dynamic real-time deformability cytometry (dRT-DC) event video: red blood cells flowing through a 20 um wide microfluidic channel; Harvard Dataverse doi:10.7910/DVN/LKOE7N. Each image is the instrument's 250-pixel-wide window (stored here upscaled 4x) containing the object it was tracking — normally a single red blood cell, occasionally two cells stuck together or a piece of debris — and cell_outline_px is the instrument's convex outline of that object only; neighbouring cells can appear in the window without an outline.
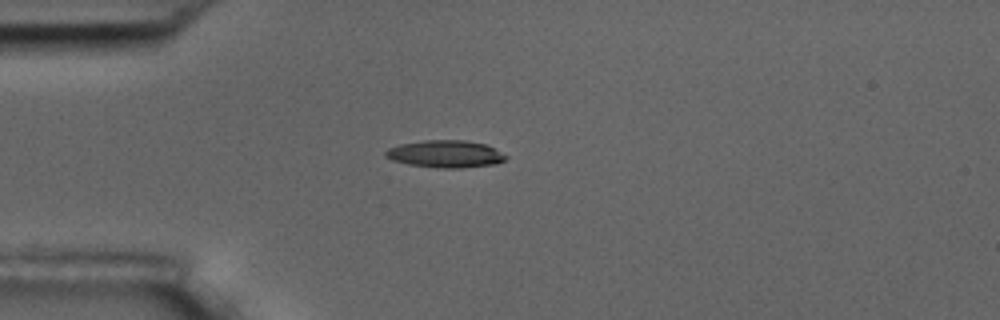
{"species": "common noctule bat (a hibernating species)", "species_latin": "Nyctalus noctula", "temperature_condition": "room temperature", "stored_images_in_passage": 14, "camera_frame_rate_fps": 3000, "um_per_image_px": 0.085, "animal": {"sex": "male", "body_mass_g": 17.5, "forearm_length_mm": 52.3}, "frame": {"image": 1, "passage_image": 3, "time_ms": 3.333, "image_size_px": [1000, 320], "cell_outline_px": [[508, 156], [504, 160], [496, 164], [460, 168], [436, 168], [408, 164], [392, 160], [384, 156], [384, 152], [388, 148], [400, 144], [424, 140], [464, 140], [484, 144]], "centroid_in_image_um": [37.82, 13.09], "position_along_channel_um": 47.2, "area_um2": 19.07}}
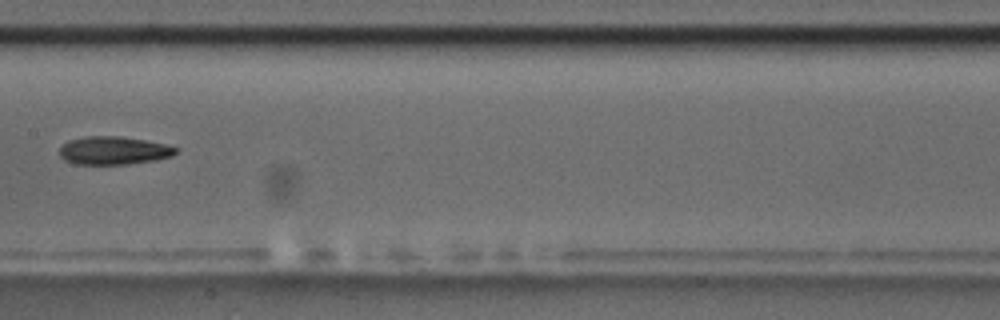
{"frame": {"image": 2, "passage_image": 7, "time_ms": 8.0, "image_size_px": [1000, 320], "cell_outline_px": [[180, 148], [172, 156], [156, 160], [128, 164], [76, 164], [64, 160], [60, 156], [60, 148], [68, 140], [84, 136], [120, 136], [144, 140], [164, 144]], "centroid_in_image_um": [9.66, 12.79], "position_along_channel_um": 197.7, "area_um2": 19.07}}
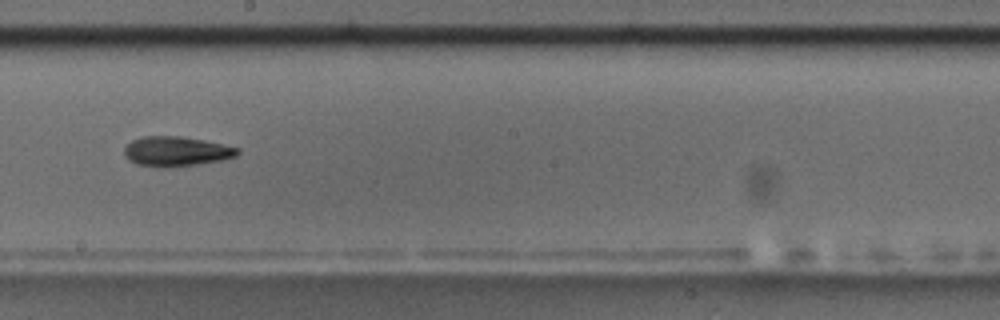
{"frame": {"image": 3, "passage_image": 8, "time_ms": 9.0, "image_size_px": [1000, 320], "cell_outline_px": [[240, 152], [236, 156], [224, 160], [200, 164], [172, 168], [156, 168], [136, 164], [128, 160], [124, 156], [124, 148], [132, 140], [144, 136], [180, 136], [204, 140], [240, 148]], "centroid_in_image_um": [14.98, 12.89], "position_along_channel_um": 233.2, "area_um2": 20.11}, "authors_computed_cell_mechanics": {"area_um2": 19.074, "velocity_mm_per_s": 3.5587, "shape_relaxation_time_tau1_ms": 2.7217, "shape_relaxation_time_tau2_ms": null, "deformation_change_tau1": 0.1078, "deformation_change_tau2": null}}